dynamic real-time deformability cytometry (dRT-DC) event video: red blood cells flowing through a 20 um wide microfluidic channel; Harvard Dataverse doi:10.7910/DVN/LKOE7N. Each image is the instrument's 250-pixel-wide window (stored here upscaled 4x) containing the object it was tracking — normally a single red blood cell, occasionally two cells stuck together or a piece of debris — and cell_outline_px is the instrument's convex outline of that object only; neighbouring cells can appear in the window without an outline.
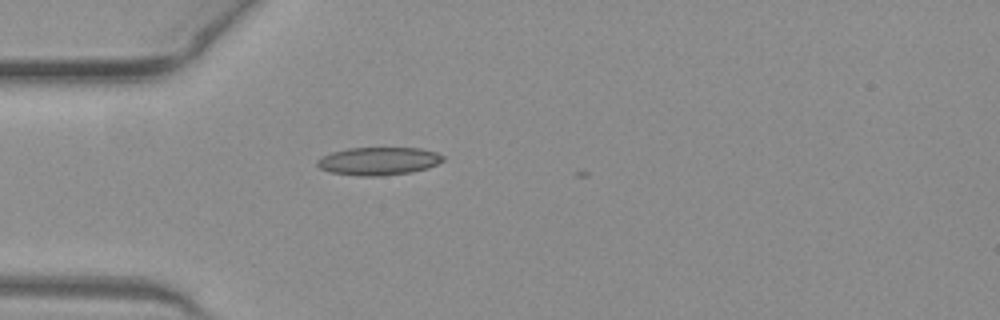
{"species": "common noctule bat (a hibernating species)", "species_latin": "Nyctalus noctula", "temperature_condition": "warm", "stored_images_in_passage": 6, "camera_frame_rate_fps": 3000, "um_per_image_px": 0.085, "animal": {"sex": "female", "body_mass_g": 19.3, "forearm_length_mm": 54.1}, "frame": {"image": 1, "passage_image": 2, "time_ms": 0.333, "image_size_px": [1000, 320], "cell_outline_px": [[444, 160], [428, 168], [412, 172], [380, 176], [356, 176], [328, 172], [320, 168], [316, 164], [316, 160], [332, 152], [348, 148], [420, 148], [436, 152], [444, 156]], "centroid_in_image_um": [32.17, 13.7], "position_along_channel_um": 52.8, "area_um2": 20.58}}
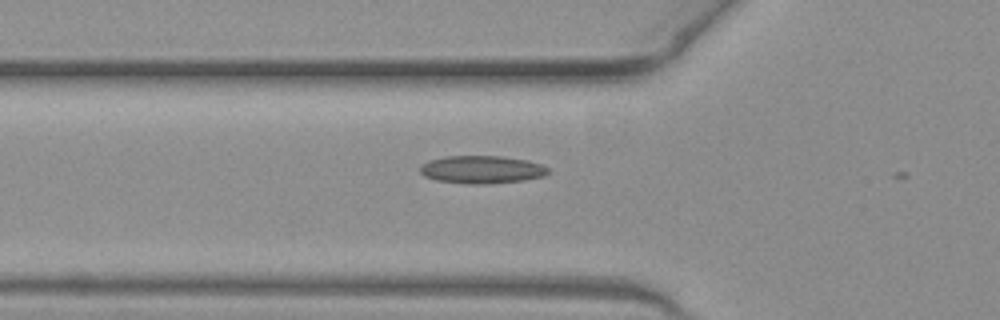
{"frame": {"image": 2, "passage_image": 5, "time_ms": 1.333, "image_size_px": [1000, 320], "cell_outline_px": [[548, 172], [544, 176], [524, 180], [492, 184], [468, 184], [436, 180], [424, 176], [420, 172], [420, 168], [428, 160], [444, 156], [500, 156], [528, 160], [540, 164], [548, 168]], "centroid_in_image_um": [40.95, 14.41], "position_along_channel_um": 84.9, "area_um2": 20.81}}